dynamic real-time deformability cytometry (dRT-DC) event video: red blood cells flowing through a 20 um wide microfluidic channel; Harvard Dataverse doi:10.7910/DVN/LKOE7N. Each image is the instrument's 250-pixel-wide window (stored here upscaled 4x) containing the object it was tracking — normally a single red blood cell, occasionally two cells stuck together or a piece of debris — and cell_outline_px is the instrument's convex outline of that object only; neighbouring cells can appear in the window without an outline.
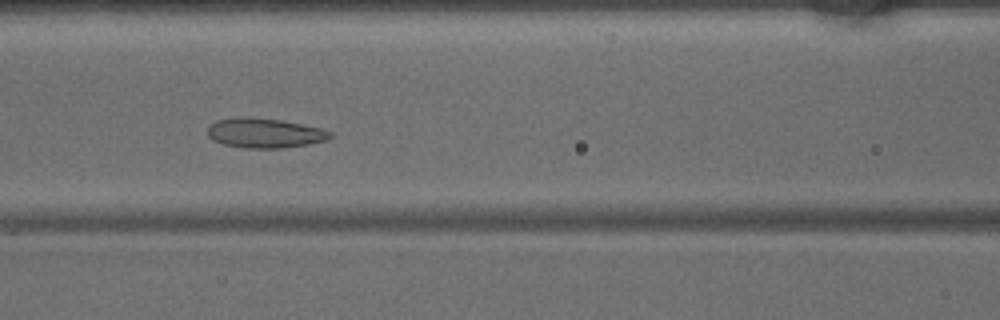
{"species": "common noctule bat (a hibernating species)", "species_latin": "Nyctalus noctula", "temperature_condition": "warm", "stored_images_in_passage": 31, "camera_frame_rate_fps": 3000, "um_per_image_px": 0.085, "animal": {"sex": "male", "body_mass_g": 15.6}, "frame": {"image": 1, "passage_image": 11, "time_ms": 3.333, "image_size_px": [1000, 320], "cell_outline_px": [[332, 136], [324, 140], [308, 144], [284, 148], [244, 148], [224, 144], [212, 140], [208, 136], [208, 124], [216, 120], [280, 120], [320, 128], [332, 132]], "centroid_in_image_um": [22.51, 11.36], "position_along_channel_um": 144.1, "area_um2": 20.23}}
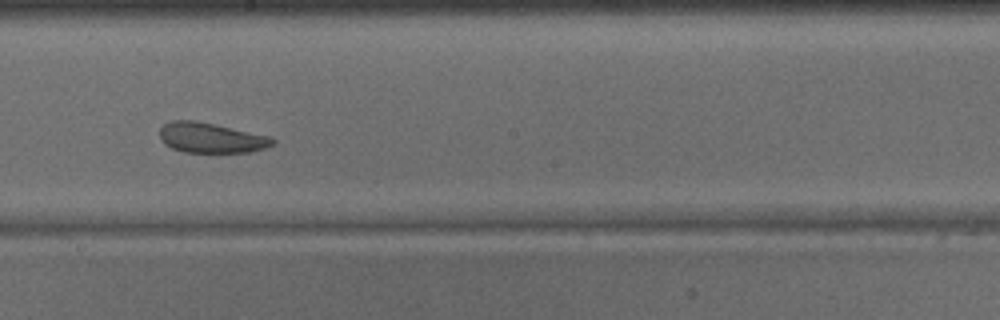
{"frame": {"image": 2, "passage_image": 17, "time_ms": 5.333, "image_size_px": [1000, 320], "cell_outline_px": [[276, 144], [252, 152], [184, 152], [172, 148], [164, 144], [160, 140], [160, 128], [164, 124], [172, 120], [196, 120], [272, 136], [276, 140]], "centroid_in_image_um": [17.97, 11.71], "position_along_channel_um": 230.2, "area_um2": 20.11}}
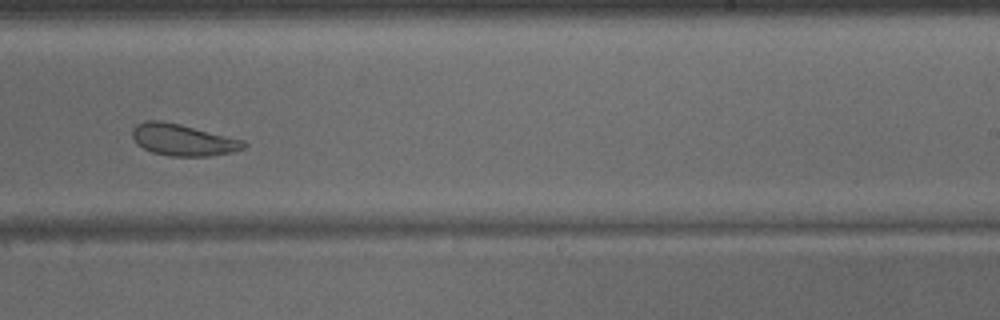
{"frame": {"image": 3, "passage_image": 20, "time_ms": 6.333, "image_size_px": [1000, 320], "cell_outline_px": [[248, 144], [244, 148], [232, 152], [208, 156], [172, 156], [152, 152], [144, 148], [132, 136], [132, 128], [136, 124], [144, 120], [160, 120], [180, 124], [244, 140]], "centroid_in_image_um": [15.56, 11.88], "position_along_channel_um": 273.4, "area_um2": 20.4}}